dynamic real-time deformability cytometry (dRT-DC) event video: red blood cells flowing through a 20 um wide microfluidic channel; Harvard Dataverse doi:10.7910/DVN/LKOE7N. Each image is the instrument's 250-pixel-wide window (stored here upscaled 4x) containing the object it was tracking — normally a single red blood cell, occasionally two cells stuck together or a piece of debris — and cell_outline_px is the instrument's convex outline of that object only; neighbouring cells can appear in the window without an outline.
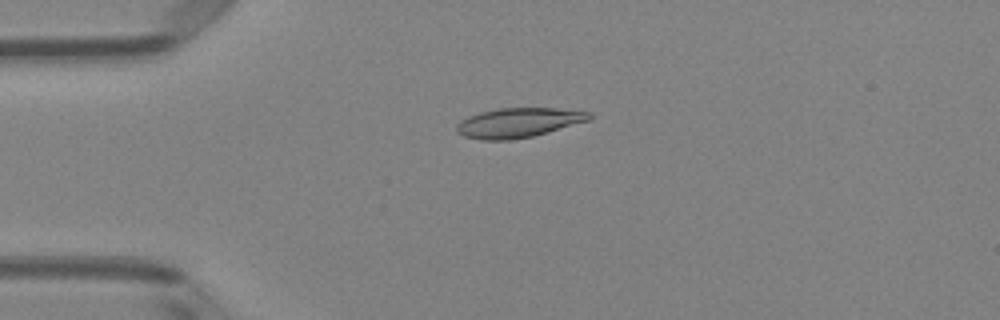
{"species": "Egyptian fruit bat (a non-hibernating species)", "species_latin": "Rousettus aegyptiacus", "temperature_condition": "room temperature", "stored_images_in_passage": 1, "camera_frame_rate_fps": 3000, "um_per_image_px": 0.085, "animal": {"sex": "female"}, "frame": {"image": 1, "passage_image": 1, "time_ms": 0.0, "image_size_px": [1000, 320], "cell_outline_px": [[592, 116], [588, 120], [548, 132], [532, 136], [508, 140], [484, 140], [464, 136], [456, 132], [456, 124], [468, 116], [480, 112], [500, 108], [556, 108], [592, 112]], "centroid_in_image_um": [44.04, 10.42], "position_along_channel_um": 41.0, "area_um2": 22.72}}